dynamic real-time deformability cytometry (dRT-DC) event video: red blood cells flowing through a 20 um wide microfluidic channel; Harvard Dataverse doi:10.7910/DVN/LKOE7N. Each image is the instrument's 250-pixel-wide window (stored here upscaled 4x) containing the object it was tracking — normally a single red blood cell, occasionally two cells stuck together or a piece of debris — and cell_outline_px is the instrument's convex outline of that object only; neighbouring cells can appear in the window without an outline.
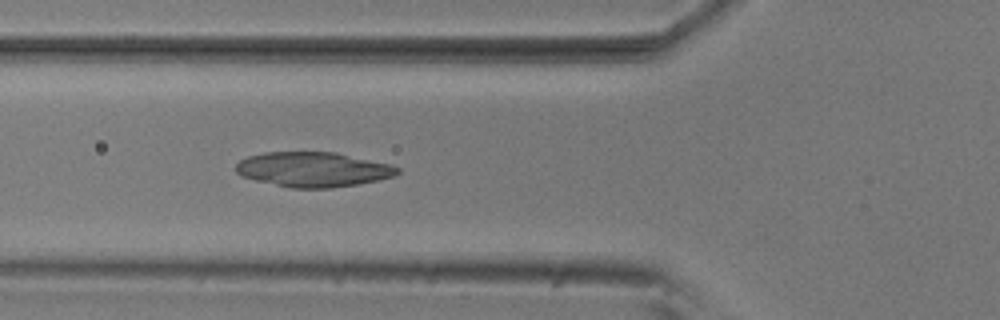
{"species": "common noctule bat (a hibernating species)", "species_latin": "Nyctalus noctula", "temperature_condition": "room temperature", "stored_images_in_passage": 5, "camera_frame_rate_fps": 3000, "um_per_image_px": 0.085, "animal": {"sex": "male", "body_mass_g": 20.5, "forearm_length_mm": 52.5}, "frame": {"image": 1, "passage_image": 5, "time_ms": 1.333, "image_size_px": [1000, 320], "cell_outline_px": [[400, 172], [396, 176], [356, 184], [332, 188], [288, 188], [240, 176], [236, 172], [236, 164], [240, 160], [248, 156], [264, 152], [336, 152], [392, 164], [400, 168]], "centroid_in_image_um": [26.63, 14.4], "position_along_channel_um": 99.2, "area_um2": 33.0}}